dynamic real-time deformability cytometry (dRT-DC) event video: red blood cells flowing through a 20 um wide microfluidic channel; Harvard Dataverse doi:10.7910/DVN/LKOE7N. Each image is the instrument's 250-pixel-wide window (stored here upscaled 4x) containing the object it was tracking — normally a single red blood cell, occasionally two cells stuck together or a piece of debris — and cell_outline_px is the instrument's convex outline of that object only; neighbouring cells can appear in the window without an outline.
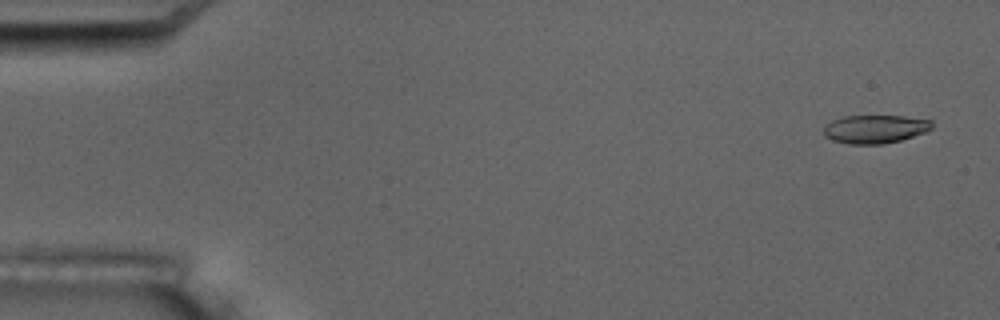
{"species": "common noctule bat (a hibernating species)", "species_latin": "Nyctalus noctula", "temperature_condition": "room temperature", "stored_images_in_passage": 16, "camera_frame_rate_fps": 3000, "um_per_image_px": 0.085, "animal": {"sex": "male", "body_mass_g": 17.5, "forearm_length_mm": 52.3}, "frame": {"image": 1, "passage_image": 1, "time_ms": 0.0, "image_size_px": [1000, 320], "cell_outline_px": [[932, 128], [928, 132], [900, 140], [884, 144], [848, 144], [832, 140], [824, 136], [824, 124], [832, 120], [844, 116], [904, 116], [932, 120]], "centroid_in_image_um": [74.38, 10.97], "position_along_channel_um": 10.6, "area_um2": 18.09}, "authors_computed_cell_mechanics": {"area_um2": 19.4497, "velocity_mm_per_s": 3.5388, "shape_relaxation_time_tau1_ms": 3.7714, "shape_relaxation_time_tau2_ms": 4.8639, "deformation_change_tau1": 0.1276, "deformation_change_tau2": 0.1251}}